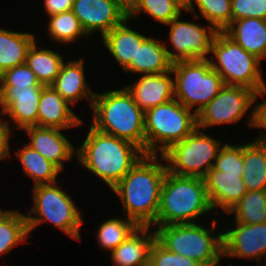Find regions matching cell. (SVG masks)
<instances>
[{"instance_id":"14","label":"cell","mask_w":266,"mask_h":266,"mask_svg":"<svg viewBox=\"0 0 266 266\" xmlns=\"http://www.w3.org/2000/svg\"><path fill=\"white\" fill-rule=\"evenodd\" d=\"M44 86H0V112L8 117L11 130L38 126V109ZM13 125V126H12Z\"/></svg>"},{"instance_id":"39","label":"cell","mask_w":266,"mask_h":266,"mask_svg":"<svg viewBox=\"0 0 266 266\" xmlns=\"http://www.w3.org/2000/svg\"><path fill=\"white\" fill-rule=\"evenodd\" d=\"M266 84L255 96V124L253 129L258 130V136L254 140L266 143ZM261 97V101L260 98ZM257 99H259L257 102ZM264 99V100H263ZM262 129V130H261ZM264 131V132H263Z\"/></svg>"},{"instance_id":"28","label":"cell","mask_w":266,"mask_h":266,"mask_svg":"<svg viewBox=\"0 0 266 266\" xmlns=\"http://www.w3.org/2000/svg\"><path fill=\"white\" fill-rule=\"evenodd\" d=\"M37 43L38 40H35L29 47L25 63L34 72L41 85L51 86L59 74L65 57L61 52H56V49H45Z\"/></svg>"},{"instance_id":"16","label":"cell","mask_w":266,"mask_h":266,"mask_svg":"<svg viewBox=\"0 0 266 266\" xmlns=\"http://www.w3.org/2000/svg\"><path fill=\"white\" fill-rule=\"evenodd\" d=\"M62 130L41 126H30L23 129L24 133L26 132L25 135L29 136L30 142L27 144L61 171H64L65 162H71L72 158L76 159L77 147Z\"/></svg>"},{"instance_id":"5","label":"cell","mask_w":266,"mask_h":266,"mask_svg":"<svg viewBox=\"0 0 266 266\" xmlns=\"http://www.w3.org/2000/svg\"><path fill=\"white\" fill-rule=\"evenodd\" d=\"M207 227L199 223L157 226L156 240L168 251L200 262L204 266H219L223 260V228L211 218ZM220 229V230H217Z\"/></svg>"},{"instance_id":"8","label":"cell","mask_w":266,"mask_h":266,"mask_svg":"<svg viewBox=\"0 0 266 266\" xmlns=\"http://www.w3.org/2000/svg\"><path fill=\"white\" fill-rule=\"evenodd\" d=\"M208 57L211 68L223 79L225 85L243 86L256 93L265 86L262 61L245 51L224 31H218Z\"/></svg>"},{"instance_id":"37","label":"cell","mask_w":266,"mask_h":266,"mask_svg":"<svg viewBox=\"0 0 266 266\" xmlns=\"http://www.w3.org/2000/svg\"><path fill=\"white\" fill-rule=\"evenodd\" d=\"M0 86H44L38 81L34 72L27 66L22 64L4 71L0 75Z\"/></svg>"},{"instance_id":"13","label":"cell","mask_w":266,"mask_h":266,"mask_svg":"<svg viewBox=\"0 0 266 266\" xmlns=\"http://www.w3.org/2000/svg\"><path fill=\"white\" fill-rule=\"evenodd\" d=\"M229 224L223 227V259L243 258L258 264L264 261L263 266H265L266 223L250 225L230 222Z\"/></svg>"},{"instance_id":"18","label":"cell","mask_w":266,"mask_h":266,"mask_svg":"<svg viewBox=\"0 0 266 266\" xmlns=\"http://www.w3.org/2000/svg\"><path fill=\"white\" fill-rule=\"evenodd\" d=\"M242 174L225 173L219 170H209L204 177L206 192L215 215L222 210L226 214L246 193Z\"/></svg>"},{"instance_id":"33","label":"cell","mask_w":266,"mask_h":266,"mask_svg":"<svg viewBox=\"0 0 266 266\" xmlns=\"http://www.w3.org/2000/svg\"><path fill=\"white\" fill-rule=\"evenodd\" d=\"M46 29L49 39L62 46L75 43L81 36L88 37L72 10L49 16Z\"/></svg>"},{"instance_id":"15","label":"cell","mask_w":266,"mask_h":266,"mask_svg":"<svg viewBox=\"0 0 266 266\" xmlns=\"http://www.w3.org/2000/svg\"><path fill=\"white\" fill-rule=\"evenodd\" d=\"M72 12L88 37L99 31L101 39L128 18L115 0H74Z\"/></svg>"},{"instance_id":"31","label":"cell","mask_w":266,"mask_h":266,"mask_svg":"<svg viewBox=\"0 0 266 266\" xmlns=\"http://www.w3.org/2000/svg\"><path fill=\"white\" fill-rule=\"evenodd\" d=\"M226 214L228 216L233 214L228 220L234 223L250 225L266 223V191H247Z\"/></svg>"},{"instance_id":"41","label":"cell","mask_w":266,"mask_h":266,"mask_svg":"<svg viewBox=\"0 0 266 266\" xmlns=\"http://www.w3.org/2000/svg\"><path fill=\"white\" fill-rule=\"evenodd\" d=\"M74 0H43V8L48 16L72 10Z\"/></svg>"},{"instance_id":"34","label":"cell","mask_w":266,"mask_h":266,"mask_svg":"<svg viewBox=\"0 0 266 266\" xmlns=\"http://www.w3.org/2000/svg\"><path fill=\"white\" fill-rule=\"evenodd\" d=\"M186 9L177 0H138L128 12V18L134 20L145 13L161 24L167 25Z\"/></svg>"},{"instance_id":"36","label":"cell","mask_w":266,"mask_h":266,"mask_svg":"<svg viewBox=\"0 0 266 266\" xmlns=\"http://www.w3.org/2000/svg\"><path fill=\"white\" fill-rule=\"evenodd\" d=\"M149 266H204L200 262L168 251L157 240L150 250Z\"/></svg>"},{"instance_id":"43","label":"cell","mask_w":266,"mask_h":266,"mask_svg":"<svg viewBox=\"0 0 266 266\" xmlns=\"http://www.w3.org/2000/svg\"><path fill=\"white\" fill-rule=\"evenodd\" d=\"M185 9L188 6V1L189 0H177Z\"/></svg>"},{"instance_id":"35","label":"cell","mask_w":266,"mask_h":266,"mask_svg":"<svg viewBox=\"0 0 266 266\" xmlns=\"http://www.w3.org/2000/svg\"><path fill=\"white\" fill-rule=\"evenodd\" d=\"M210 170H219L225 173L242 174L244 172L243 144L224 143L213 167Z\"/></svg>"},{"instance_id":"32","label":"cell","mask_w":266,"mask_h":266,"mask_svg":"<svg viewBox=\"0 0 266 266\" xmlns=\"http://www.w3.org/2000/svg\"><path fill=\"white\" fill-rule=\"evenodd\" d=\"M124 217L105 219L96 229V243L104 251H113L140 227L134 220Z\"/></svg>"},{"instance_id":"23","label":"cell","mask_w":266,"mask_h":266,"mask_svg":"<svg viewBox=\"0 0 266 266\" xmlns=\"http://www.w3.org/2000/svg\"><path fill=\"white\" fill-rule=\"evenodd\" d=\"M164 42L152 37V35L148 36L137 49L136 62H130V65L123 72L148 75L170 71L173 62L169 59Z\"/></svg>"},{"instance_id":"42","label":"cell","mask_w":266,"mask_h":266,"mask_svg":"<svg viewBox=\"0 0 266 266\" xmlns=\"http://www.w3.org/2000/svg\"><path fill=\"white\" fill-rule=\"evenodd\" d=\"M128 12L134 7L138 0H115Z\"/></svg>"},{"instance_id":"29","label":"cell","mask_w":266,"mask_h":266,"mask_svg":"<svg viewBox=\"0 0 266 266\" xmlns=\"http://www.w3.org/2000/svg\"><path fill=\"white\" fill-rule=\"evenodd\" d=\"M29 233L24 213L0 208V257L9 254L15 246L25 244Z\"/></svg>"},{"instance_id":"7","label":"cell","mask_w":266,"mask_h":266,"mask_svg":"<svg viewBox=\"0 0 266 266\" xmlns=\"http://www.w3.org/2000/svg\"><path fill=\"white\" fill-rule=\"evenodd\" d=\"M144 124L145 154L162 155L197 127V117L192 110L173 98L146 110Z\"/></svg>"},{"instance_id":"27","label":"cell","mask_w":266,"mask_h":266,"mask_svg":"<svg viewBox=\"0 0 266 266\" xmlns=\"http://www.w3.org/2000/svg\"><path fill=\"white\" fill-rule=\"evenodd\" d=\"M35 40L37 39L32 33L0 27V75L8 69L25 64L27 51Z\"/></svg>"},{"instance_id":"10","label":"cell","mask_w":266,"mask_h":266,"mask_svg":"<svg viewBox=\"0 0 266 266\" xmlns=\"http://www.w3.org/2000/svg\"><path fill=\"white\" fill-rule=\"evenodd\" d=\"M222 141L196 127L184 140L162 154L167 171L178 176L204 178L213 167Z\"/></svg>"},{"instance_id":"30","label":"cell","mask_w":266,"mask_h":266,"mask_svg":"<svg viewBox=\"0 0 266 266\" xmlns=\"http://www.w3.org/2000/svg\"><path fill=\"white\" fill-rule=\"evenodd\" d=\"M185 11L195 20L203 17L217 31H224L232 23L231 0H189Z\"/></svg>"},{"instance_id":"21","label":"cell","mask_w":266,"mask_h":266,"mask_svg":"<svg viewBox=\"0 0 266 266\" xmlns=\"http://www.w3.org/2000/svg\"><path fill=\"white\" fill-rule=\"evenodd\" d=\"M156 240L151 226H140L124 242L110 252L112 266H149L150 250Z\"/></svg>"},{"instance_id":"1","label":"cell","mask_w":266,"mask_h":266,"mask_svg":"<svg viewBox=\"0 0 266 266\" xmlns=\"http://www.w3.org/2000/svg\"><path fill=\"white\" fill-rule=\"evenodd\" d=\"M165 163L162 155L144 154L110 189L118 196L127 218L139 226L152 227L156 223L161 187L167 172Z\"/></svg>"},{"instance_id":"26","label":"cell","mask_w":266,"mask_h":266,"mask_svg":"<svg viewBox=\"0 0 266 266\" xmlns=\"http://www.w3.org/2000/svg\"><path fill=\"white\" fill-rule=\"evenodd\" d=\"M243 182L247 191H266V143H243Z\"/></svg>"},{"instance_id":"4","label":"cell","mask_w":266,"mask_h":266,"mask_svg":"<svg viewBox=\"0 0 266 266\" xmlns=\"http://www.w3.org/2000/svg\"><path fill=\"white\" fill-rule=\"evenodd\" d=\"M212 211L204 178L178 176L167 171L161 187L156 223L152 227L196 223Z\"/></svg>"},{"instance_id":"38","label":"cell","mask_w":266,"mask_h":266,"mask_svg":"<svg viewBox=\"0 0 266 266\" xmlns=\"http://www.w3.org/2000/svg\"><path fill=\"white\" fill-rule=\"evenodd\" d=\"M232 21L243 18L266 20V0H231Z\"/></svg>"},{"instance_id":"22","label":"cell","mask_w":266,"mask_h":266,"mask_svg":"<svg viewBox=\"0 0 266 266\" xmlns=\"http://www.w3.org/2000/svg\"><path fill=\"white\" fill-rule=\"evenodd\" d=\"M129 22L131 20L127 18L101 39L103 46L106 47L123 71L130 65V62H136L137 49L148 37L146 34L131 28Z\"/></svg>"},{"instance_id":"20","label":"cell","mask_w":266,"mask_h":266,"mask_svg":"<svg viewBox=\"0 0 266 266\" xmlns=\"http://www.w3.org/2000/svg\"><path fill=\"white\" fill-rule=\"evenodd\" d=\"M72 108L52 86H44L39 101L38 126L59 128L64 132L81 128L84 121Z\"/></svg>"},{"instance_id":"19","label":"cell","mask_w":266,"mask_h":266,"mask_svg":"<svg viewBox=\"0 0 266 266\" xmlns=\"http://www.w3.org/2000/svg\"><path fill=\"white\" fill-rule=\"evenodd\" d=\"M84 61L82 57L70 59L68 62L65 60L54 83L51 85L72 107H75L79 100L89 101V106L92 107L95 97L96 92L86 82Z\"/></svg>"},{"instance_id":"9","label":"cell","mask_w":266,"mask_h":266,"mask_svg":"<svg viewBox=\"0 0 266 266\" xmlns=\"http://www.w3.org/2000/svg\"><path fill=\"white\" fill-rule=\"evenodd\" d=\"M174 98L196 115L224 87L221 76L208 59L173 63Z\"/></svg>"},{"instance_id":"25","label":"cell","mask_w":266,"mask_h":266,"mask_svg":"<svg viewBox=\"0 0 266 266\" xmlns=\"http://www.w3.org/2000/svg\"><path fill=\"white\" fill-rule=\"evenodd\" d=\"M15 151L16 157L21 163L23 172L27 177L33 181V187L37 185L53 184L58 182V177L61 178V170L44 158L35 149L30 147L27 143Z\"/></svg>"},{"instance_id":"12","label":"cell","mask_w":266,"mask_h":266,"mask_svg":"<svg viewBox=\"0 0 266 266\" xmlns=\"http://www.w3.org/2000/svg\"><path fill=\"white\" fill-rule=\"evenodd\" d=\"M182 15L172 20L167 26L171 51L165 42L169 59L178 61L208 59L217 30L210 24L201 25L195 21L180 20Z\"/></svg>"},{"instance_id":"2","label":"cell","mask_w":266,"mask_h":266,"mask_svg":"<svg viewBox=\"0 0 266 266\" xmlns=\"http://www.w3.org/2000/svg\"><path fill=\"white\" fill-rule=\"evenodd\" d=\"M88 130L77 147L76 159L79 165L112 189L144 152L132 142L100 132L91 125Z\"/></svg>"},{"instance_id":"3","label":"cell","mask_w":266,"mask_h":266,"mask_svg":"<svg viewBox=\"0 0 266 266\" xmlns=\"http://www.w3.org/2000/svg\"><path fill=\"white\" fill-rule=\"evenodd\" d=\"M91 108L93 128L132 142L145 154V112L125 87L96 92Z\"/></svg>"},{"instance_id":"11","label":"cell","mask_w":266,"mask_h":266,"mask_svg":"<svg viewBox=\"0 0 266 266\" xmlns=\"http://www.w3.org/2000/svg\"><path fill=\"white\" fill-rule=\"evenodd\" d=\"M255 96L256 92L247 87L224 85L220 92L196 115L197 127L206 130L209 127L211 129L212 126L235 124L243 117H249L246 119V127L254 128Z\"/></svg>"},{"instance_id":"6","label":"cell","mask_w":266,"mask_h":266,"mask_svg":"<svg viewBox=\"0 0 266 266\" xmlns=\"http://www.w3.org/2000/svg\"><path fill=\"white\" fill-rule=\"evenodd\" d=\"M60 182L32 187L33 205L25 214L29 236L34 228L48 222L69 235L73 240L81 242V225L84 223L82 210Z\"/></svg>"},{"instance_id":"40","label":"cell","mask_w":266,"mask_h":266,"mask_svg":"<svg viewBox=\"0 0 266 266\" xmlns=\"http://www.w3.org/2000/svg\"><path fill=\"white\" fill-rule=\"evenodd\" d=\"M5 116L2 112H0V163H2L3 160L11 157V141L13 138V134H15V131L13 132L10 128V125Z\"/></svg>"},{"instance_id":"24","label":"cell","mask_w":266,"mask_h":266,"mask_svg":"<svg viewBox=\"0 0 266 266\" xmlns=\"http://www.w3.org/2000/svg\"><path fill=\"white\" fill-rule=\"evenodd\" d=\"M224 32L245 51L263 61L266 59V20L243 18L234 20Z\"/></svg>"},{"instance_id":"17","label":"cell","mask_w":266,"mask_h":266,"mask_svg":"<svg viewBox=\"0 0 266 266\" xmlns=\"http://www.w3.org/2000/svg\"><path fill=\"white\" fill-rule=\"evenodd\" d=\"M172 75V70L162 74L139 75L125 88L132 95L137 106L145 112L174 98V77Z\"/></svg>"}]
</instances>
